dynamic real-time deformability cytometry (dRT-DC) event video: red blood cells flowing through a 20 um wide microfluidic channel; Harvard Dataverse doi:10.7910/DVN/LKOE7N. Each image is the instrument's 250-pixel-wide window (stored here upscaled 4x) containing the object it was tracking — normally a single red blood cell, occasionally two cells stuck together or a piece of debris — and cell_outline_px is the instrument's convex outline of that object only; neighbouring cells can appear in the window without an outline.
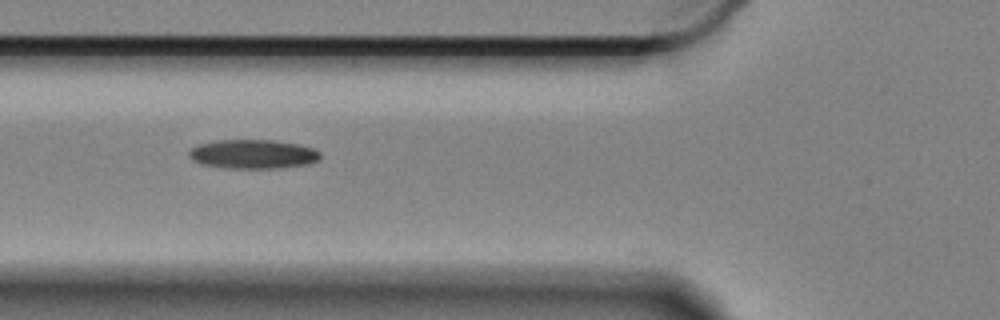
{"species": "Egyptian fruit bat (a non-hibernating species)", "species_latin": "Rousettus aegyptiacus", "temperature_condition": "cold", "stored_images_in_passage": 12, "camera_frame_rate_fps": 3000, "um_per_image_px": 0.085, "animal": {"sex": "female"}, "frame": {"image": 1, "passage_image": 10, "time_ms": 3.0, "image_size_px": [1000, 320], "cell_outline_px": [[320, 160], [308, 164], [280, 168], [224, 168], [200, 164], [192, 160], [188, 156], [188, 152], [192, 148], [200, 144], [216, 140], [272, 140], [300, 144], [316, 148], [320, 152]], "centroid_in_image_um": [21.53, 13.1], "position_along_channel_um": 104.3, "area_um2": 22.54}}